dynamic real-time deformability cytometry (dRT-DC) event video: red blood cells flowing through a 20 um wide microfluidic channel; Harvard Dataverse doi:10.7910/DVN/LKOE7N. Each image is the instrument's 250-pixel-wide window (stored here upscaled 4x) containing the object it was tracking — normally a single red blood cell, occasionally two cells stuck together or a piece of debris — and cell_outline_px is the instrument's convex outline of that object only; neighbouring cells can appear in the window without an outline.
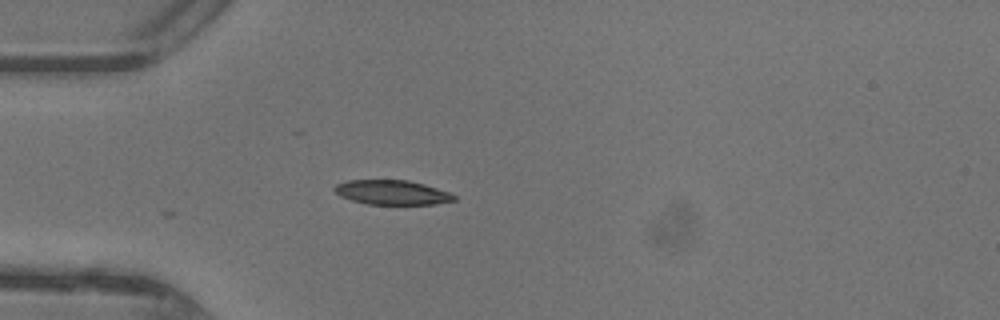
{"species": "common noctule bat (a hibernating species)", "species_latin": "Nyctalus noctula", "temperature_condition": "warm", "stored_images_in_passage": 12, "camera_frame_rate_fps": 3000, "um_per_image_px": 0.085, "animal": {"sex": "female"}, "frame": {"image": 1, "passage_image": 1, "time_ms": 0.0, "image_size_px": [1000, 320], "cell_outline_px": [[456, 200], [436, 204], [368, 204], [352, 200], [340, 196], [332, 188], [336, 184], [348, 180], [408, 180], [424, 184], [448, 192], [456, 196]], "centroid_in_image_um": [33.31, 16.35], "position_along_channel_um": 51.7, "area_um2": 16.99}}
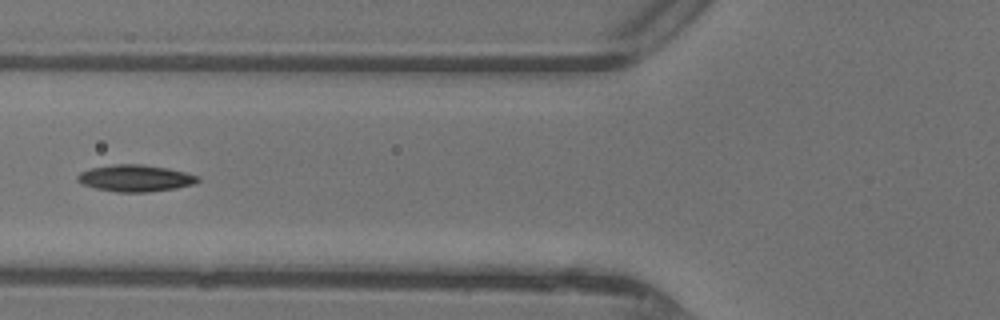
{"frame": {"image": 2, "passage_image": 6, "time_ms": 1.667, "image_size_px": [1000, 320], "cell_outline_px": [[200, 180], [196, 184], [176, 188], [148, 192], [116, 192], [96, 188], [80, 184], [76, 180], [76, 176], [80, 172], [92, 168], [116, 164], [140, 164], [168, 168], [184, 172], [196, 176]], "centroid_in_image_um": [11.48, 15.15], "position_along_channel_um": 114.3, "area_um2": 18.73}}
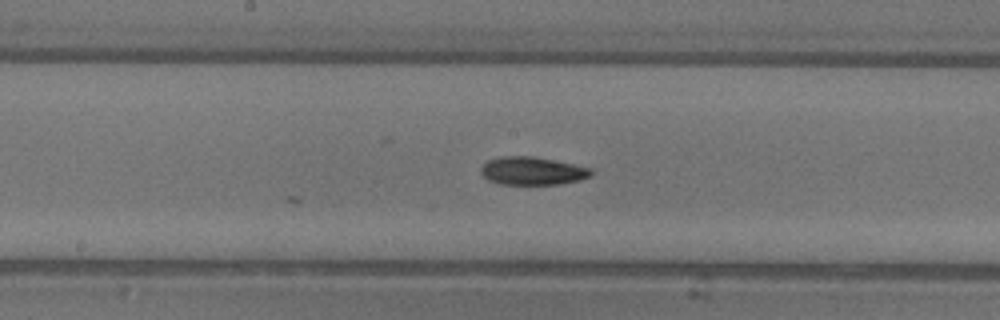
{"frame": {"image": 3, "passage_image": 12, "time_ms": 3.667, "image_size_px": [1000, 320], "cell_outline_px": [[592, 176], [580, 180], [560, 184], [500, 184], [488, 180], [480, 172], [480, 168], [488, 160], [500, 156], [532, 156], [592, 168]], "centroid_in_image_um": [45.24, 14.53], "position_along_channel_um": 203.0, "area_um2": 17.98}}